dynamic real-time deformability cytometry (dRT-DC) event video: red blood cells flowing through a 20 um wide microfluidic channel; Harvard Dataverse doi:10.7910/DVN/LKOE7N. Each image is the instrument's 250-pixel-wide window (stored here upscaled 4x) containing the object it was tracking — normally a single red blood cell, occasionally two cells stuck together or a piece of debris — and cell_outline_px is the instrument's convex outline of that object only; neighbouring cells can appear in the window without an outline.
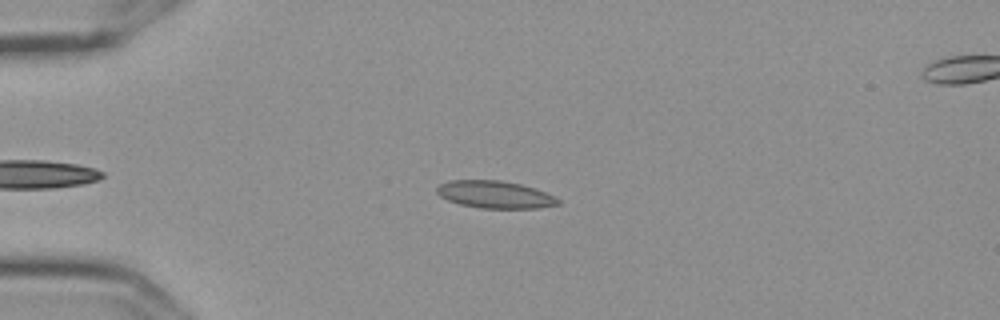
{"species": "Egyptian fruit bat (a non-hibernating species)", "species_latin": "Rousettus aegyptiacus", "temperature_condition": "cold", "stored_images_in_passage": 43, "camera_frame_rate_fps": 3000, "um_per_image_px": 0.085, "frame": {"image": 1, "passage_image": 7, "time_ms": 2.0, "image_size_px": [1000, 320], "cell_outline_px": [[560, 204], [540, 208], [480, 208], [460, 204], [448, 200], [440, 196], [436, 192], [436, 188], [440, 184], [452, 180], [500, 180], [520, 184], [544, 192], [560, 200]], "centroid_in_image_um": [42.05, 16.54], "position_along_channel_um": 43.0, "area_um2": 19.13}}
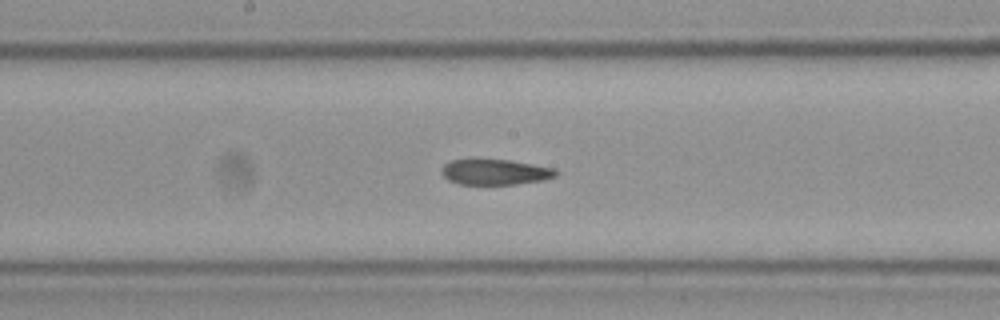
{"frame": {"image": 2, "passage_image": 23, "time_ms": 7.333, "image_size_px": [1000, 320], "cell_outline_px": [[556, 176], [544, 180], [516, 184], [460, 184], [448, 180], [440, 172], [440, 168], [444, 164], [452, 160], [508, 160], [532, 164], [552, 168], [556, 172]], "centroid_in_image_um": [42.04, 14.63], "position_along_channel_um": 206.2, "area_um2": 16.76}}
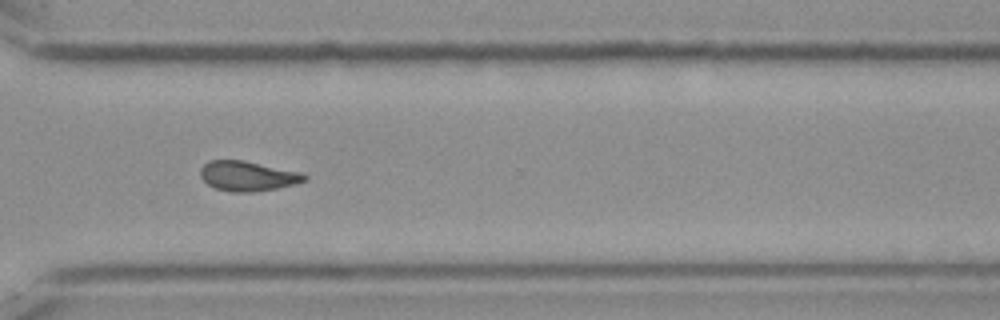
{"frame": {"image": 3, "passage_image": 35, "time_ms": 11.333, "image_size_px": [1000, 320], "cell_outline_px": [[308, 176], [304, 180], [292, 184], [276, 188], [252, 192], [232, 192], [216, 188], [208, 184], [200, 176], [200, 168], [208, 160], [244, 160], [300, 172]], "centroid_in_image_um": [21.0, 14.95], "position_along_channel_um": 349.6, "area_um2": 17.92}, "authors_computed_cell_mechanics": {"area_um2": 18.3226, "velocity_mm_per_s": 3.5897, "shape_relaxation_time_tau1_ms": null, "shape_relaxation_time_tau2_ms": 8.7546, "deformation_change_tau1": null, "deformation_change_tau2": 0.0981}}